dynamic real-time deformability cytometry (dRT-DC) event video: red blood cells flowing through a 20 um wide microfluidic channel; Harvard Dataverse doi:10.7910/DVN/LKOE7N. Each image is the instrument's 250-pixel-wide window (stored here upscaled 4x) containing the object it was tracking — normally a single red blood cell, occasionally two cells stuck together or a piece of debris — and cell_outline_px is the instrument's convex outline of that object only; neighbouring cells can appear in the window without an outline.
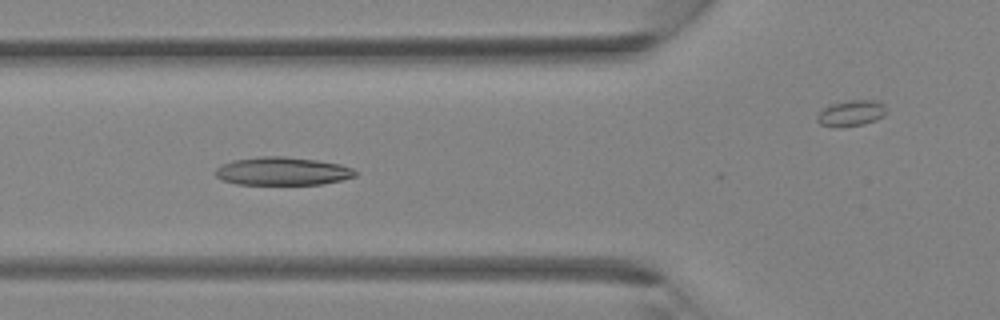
{"species": "Egyptian fruit bat (a non-hibernating species)", "species_latin": "Rousettus aegyptiacus", "temperature_condition": "room temperature", "stored_images_in_passage": 31, "camera_frame_rate_fps": 3000, "um_per_image_px": 0.085, "animal": {"sex": "female"}, "frame": {"image": 1, "passage_image": 7, "time_ms": 2.0, "image_size_px": [1000, 320], "cell_outline_px": [[356, 176], [340, 180], [320, 184], [236, 184], [224, 180], [216, 176], [216, 168], [220, 164], [232, 160], [260, 156], [284, 156], [316, 160], [340, 164], [352, 168], [356, 172]], "centroid_in_image_um": [23.98, 14.54], "position_along_channel_um": 101.8, "area_um2": 22.83}}
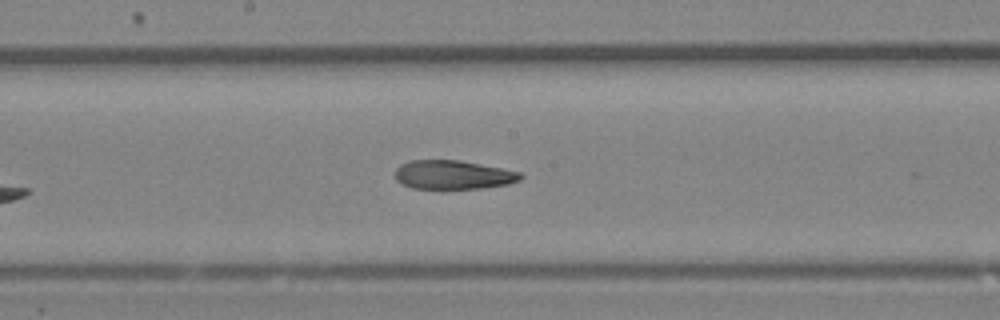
{"frame": {"image": 2, "passage_image": 13, "time_ms": 4.0, "image_size_px": [1000, 320], "cell_outline_px": [[524, 176], [520, 180], [508, 184], [484, 188], [440, 192], [412, 188], [400, 184], [396, 180], [396, 168], [400, 164], [408, 160], [460, 160], [520, 172]], "centroid_in_image_um": [38.46, 14.91], "position_along_channel_um": 209.7, "area_um2": 22.14}}
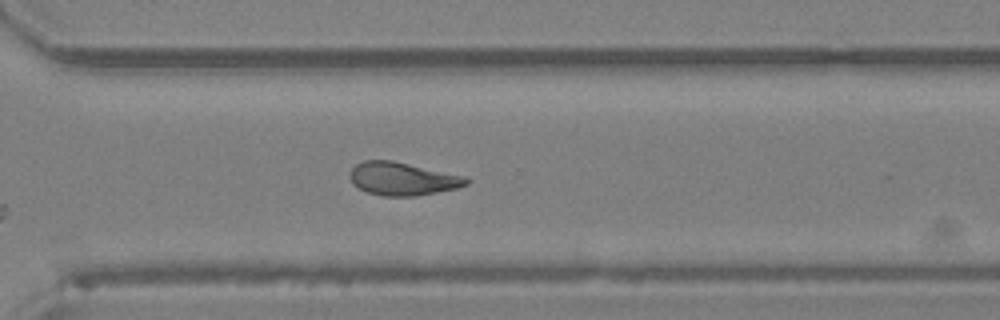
{"frame": {"image": 3, "passage_image": 20, "time_ms": 6.333, "image_size_px": [1000, 320], "cell_outline_px": [[472, 180], [468, 184], [456, 188], [416, 196], [384, 196], [368, 192], [352, 184], [348, 176], [348, 172], [356, 164], [364, 160], [392, 160], [468, 176]], "centroid_in_image_um": [34.23, 15.18], "position_along_channel_um": 336.4, "area_um2": 22.72}}